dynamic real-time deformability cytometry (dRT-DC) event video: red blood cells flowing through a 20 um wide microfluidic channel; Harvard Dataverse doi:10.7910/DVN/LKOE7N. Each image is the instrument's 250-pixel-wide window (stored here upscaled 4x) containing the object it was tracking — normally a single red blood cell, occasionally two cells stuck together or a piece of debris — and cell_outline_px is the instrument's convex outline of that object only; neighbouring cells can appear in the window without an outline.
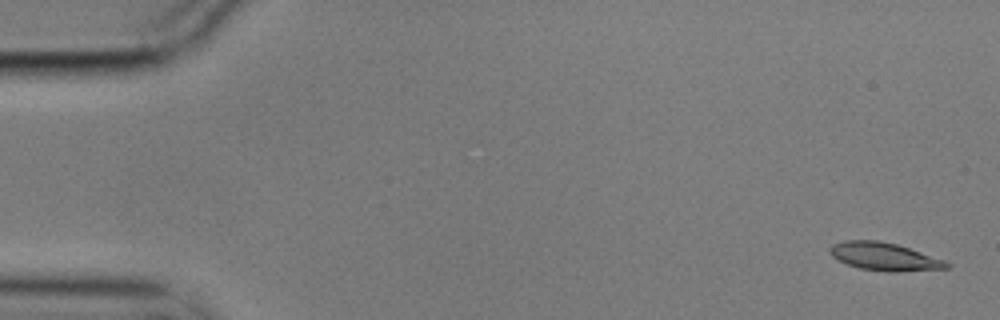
{"species": "common noctule bat (a hibernating species)", "species_latin": "Nyctalus noctula", "temperature_condition": "cold", "stored_images_in_passage": 5, "camera_frame_rate_fps": 3000, "um_per_image_px": 0.085, "animal": {"sex": "male", "body_mass_g": 17.9}, "frame": {"image": 1, "passage_image": 1, "time_ms": 0.0, "image_size_px": [1000, 320], "cell_outline_px": [[952, 268], [896, 272], [888, 272], [860, 268], [848, 264], [832, 256], [828, 252], [828, 248], [832, 244], [844, 240], [876, 240], [896, 244], [944, 260], [952, 264]], "centroid_in_image_um": [75.17, 21.81], "position_along_channel_um": 9.8, "area_um2": 18.96}}
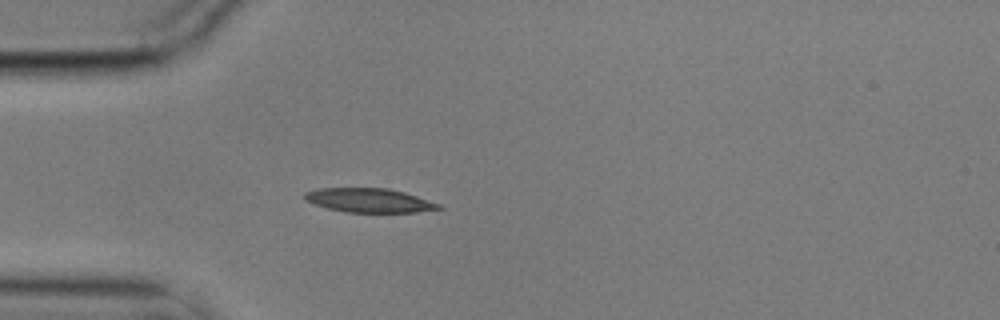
{"frame": {"image": 2, "passage_image": 5, "time_ms": 1.333, "image_size_px": [1000, 320], "cell_outline_px": [[444, 208], [416, 212], [344, 212], [328, 208], [316, 204], [308, 200], [304, 196], [304, 192], [320, 188], [388, 188], [404, 192], [440, 204]], "centroid_in_image_um": [31.4, 17.03], "position_along_channel_um": 53.6, "area_um2": 18.55}}